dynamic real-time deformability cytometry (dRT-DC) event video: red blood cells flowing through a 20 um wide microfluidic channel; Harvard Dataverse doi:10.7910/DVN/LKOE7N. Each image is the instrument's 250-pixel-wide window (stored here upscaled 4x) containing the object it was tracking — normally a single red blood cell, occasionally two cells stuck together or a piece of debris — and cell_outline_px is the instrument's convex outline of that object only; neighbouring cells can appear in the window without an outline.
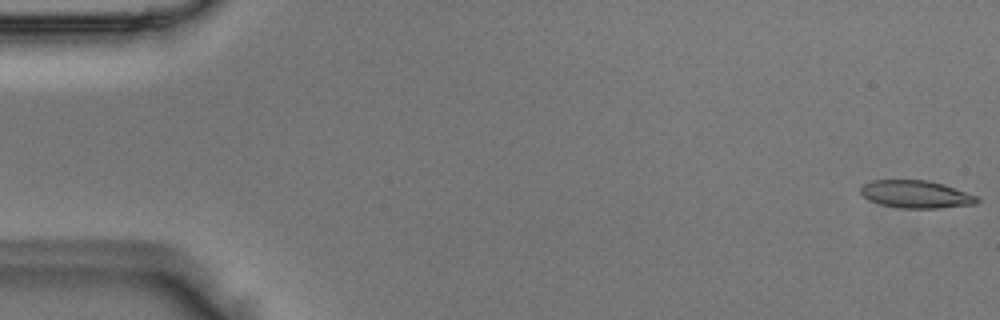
{"species": "Egyptian fruit bat (a non-hibernating species)", "species_latin": "Rousettus aegyptiacus", "temperature_condition": "room temperature", "stored_images_in_passage": 2, "camera_frame_rate_fps": 3000, "um_per_image_px": 0.085, "animal": {"sex": "male"}, "frame": {"image": 1, "passage_image": 2, "time_ms": 0.333, "image_size_px": [1000, 320], "cell_outline_px": [[980, 200], [976, 204], [936, 208], [900, 208], [880, 204], [868, 200], [860, 192], [860, 188], [864, 184], [872, 180], [928, 180], [944, 184], [980, 196]], "centroid_in_image_um": [77.89, 16.51], "position_along_channel_um": 7.1, "area_um2": 18.9}}